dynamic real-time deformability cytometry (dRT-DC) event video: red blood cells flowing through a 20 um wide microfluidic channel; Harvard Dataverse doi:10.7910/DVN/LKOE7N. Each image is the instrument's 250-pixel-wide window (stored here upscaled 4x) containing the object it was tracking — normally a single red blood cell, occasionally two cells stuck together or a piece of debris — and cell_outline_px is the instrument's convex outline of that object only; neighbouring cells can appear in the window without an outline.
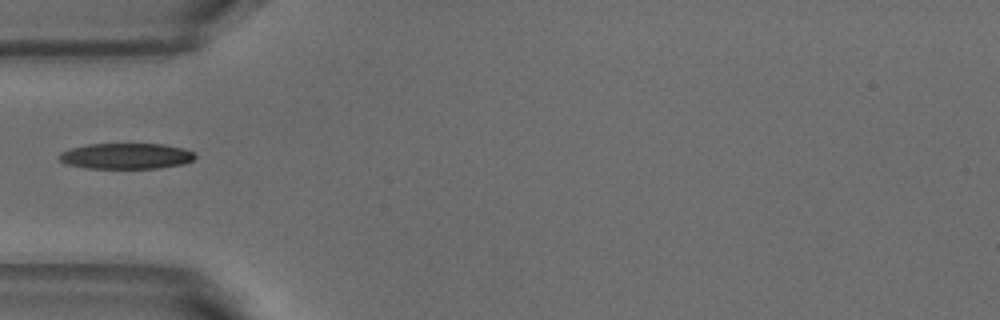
{"species": "common noctule bat (a hibernating species)", "species_latin": "Nyctalus noctula", "temperature_condition": "warm", "stored_images_in_passage": 36, "camera_frame_rate_fps": 3000, "um_per_image_px": 0.085, "animal": {"sex": "male", "body_mass_g": 18.8}, "frame": {"image": 1, "passage_image": 1, "time_ms": 0.0, "image_size_px": [1000, 320], "cell_outline_px": [[196, 156], [192, 160], [184, 164], [160, 168], [84, 168], [68, 164], [60, 160], [56, 156], [60, 152], [72, 148], [88, 144], [164, 144], [184, 148], [192, 152]], "centroid_in_image_um": [10.71, 13.26], "position_along_channel_um": 74.3, "area_um2": 20.46}}
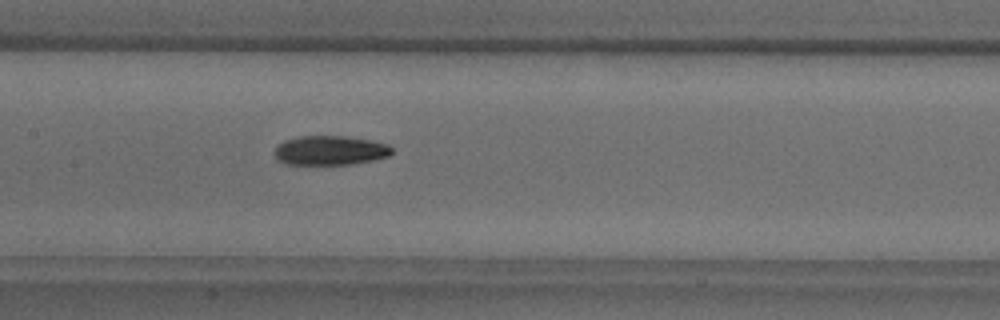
{"frame": {"image": 2, "passage_image": 9, "time_ms": 2.667, "image_size_px": [1000, 320], "cell_outline_px": [[392, 152], [388, 156], [372, 160], [352, 164], [284, 164], [276, 160], [276, 144], [284, 140], [296, 136], [344, 136], [372, 140], [388, 144], [392, 148]], "centroid_in_image_um": [28.03, 12.78], "position_along_channel_um": 179.4, "area_um2": 20.17}}
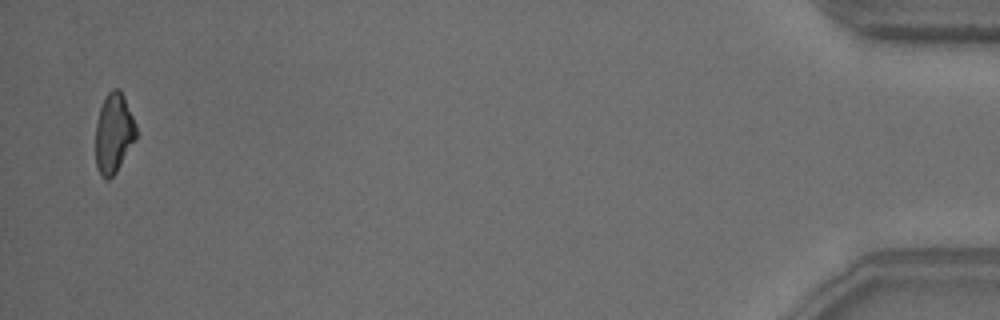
{"frame": {"image": 3, "passage_image": 35, "time_ms": 11.333, "image_size_px": [1000, 320], "cell_outline_px": [[136, 140], [116, 172], [108, 180], [100, 172], [96, 164], [96, 124], [100, 108], [104, 96], [112, 88], [120, 88], [124, 96], [136, 124]], "centroid_in_image_um": [9.68, 11.28], "position_along_channel_um": 425.5, "area_um2": 18.84}}